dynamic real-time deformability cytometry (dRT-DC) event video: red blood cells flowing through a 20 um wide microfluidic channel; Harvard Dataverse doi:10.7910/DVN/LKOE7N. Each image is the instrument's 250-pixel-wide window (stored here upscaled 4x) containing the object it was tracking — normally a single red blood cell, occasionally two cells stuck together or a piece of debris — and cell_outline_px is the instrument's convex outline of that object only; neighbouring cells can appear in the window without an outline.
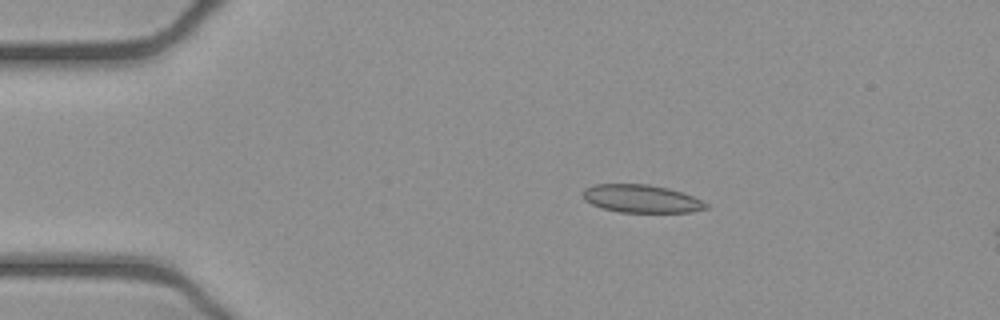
{"species": "common noctule bat (a hibernating species)", "species_latin": "Nyctalus noctula", "temperature_condition": "cold", "stored_images_in_passage": 16, "camera_frame_rate_fps": 3000, "um_per_image_px": 0.085, "animal": {"sex": "female", "body_mass_g": 21.9}, "frame": {"image": 1, "passage_image": 10, "time_ms": 3.0, "image_size_px": [1000, 320], "cell_outline_px": [[708, 208], [692, 212], [620, 212], [604, 208], [592, 204], [584, 200], [584, 188], [596, 184], [648, 184], [668, 188], [692, 196], [708, 204]], "centroid_in_image_um": [54.52, 16.89], "position_along_channel_um": 30.5, "area_um2": 19.83}}